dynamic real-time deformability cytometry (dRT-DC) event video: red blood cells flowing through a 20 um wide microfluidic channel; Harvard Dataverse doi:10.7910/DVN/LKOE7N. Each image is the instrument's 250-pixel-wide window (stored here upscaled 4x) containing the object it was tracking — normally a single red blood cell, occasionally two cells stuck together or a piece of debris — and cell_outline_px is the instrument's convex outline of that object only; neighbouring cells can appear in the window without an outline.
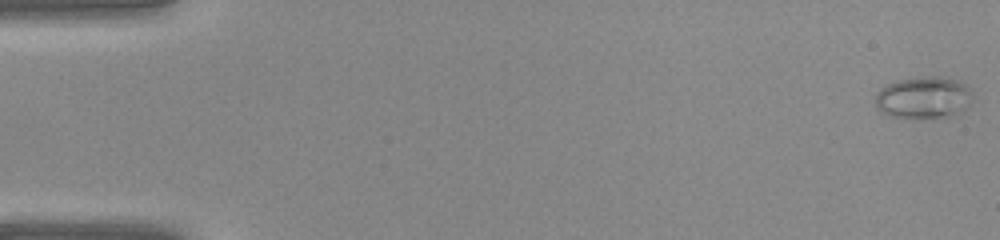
{"species": "common noctule bat (a hibernating species)", "species_latin": "Nyctalus noctula", "temperature_condition": "warm", "stored_images_in_passage": 40, "camera_frame_rate_fps": 3000, "um_per_image_px": 0.085, "animal": {"sex": "female", "body_mass_g": 22.0, "forearm_length_mm": 56.7}, "frame": {"image": 1, "passage_image": 1, "time_ms": 0.0, "image_size_px": [1000, 240], "cell_outline_px": [[968, 104], [952, 112], [940, 116], [888, 116], [876, 108], [876, 92], [880, 88], [888, 84], [900, 80], [952, 80], [964, 84], [968, 88]], "centroid_in_image_um": [78.33, 8.32], "position_along_channel_um": 6.7, "area_um2": 21.33}}
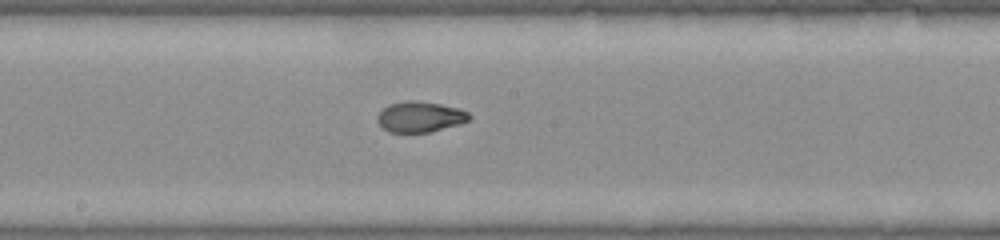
{"frame": {"image": 2, "passage_image": 22, "time_ms": 7.0, "image_size_px": [1000, 240], "cell_outline_px": [[472, 116], [468, 120], [460, 124], [432, 132], [388, 132], [376, 120], [376, 116], [384, 108], [392, 104], [408, 100], [412, 100], [440, 104], [456, 108], [468, 112]], "centroid_in_image_um": [35.71, 9.94], "position_along_channel_um": 212.5, "area_um2": 16.24}}
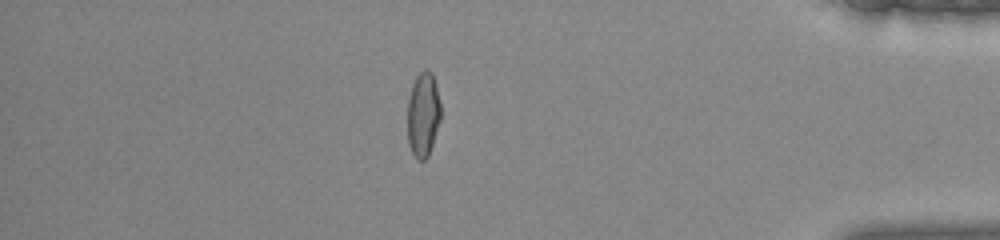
{"frame": {"image": 3, "passage_image": 35, "time_ms": 11.333, "image_size_px": [1000, 240], "cell_outline_px": [[440, 120], [428, 156], [424, 160], [420, 160], [412, 152], [408, 144], [408, 96], [412, 84], [416, 76], [424, 68], [432, 72], [436, 84], [440, 104]], "centroid_in_image_um": [35.96, 9.68], "position_along_channel_um": 399.2, "area_um2": 16.36}}